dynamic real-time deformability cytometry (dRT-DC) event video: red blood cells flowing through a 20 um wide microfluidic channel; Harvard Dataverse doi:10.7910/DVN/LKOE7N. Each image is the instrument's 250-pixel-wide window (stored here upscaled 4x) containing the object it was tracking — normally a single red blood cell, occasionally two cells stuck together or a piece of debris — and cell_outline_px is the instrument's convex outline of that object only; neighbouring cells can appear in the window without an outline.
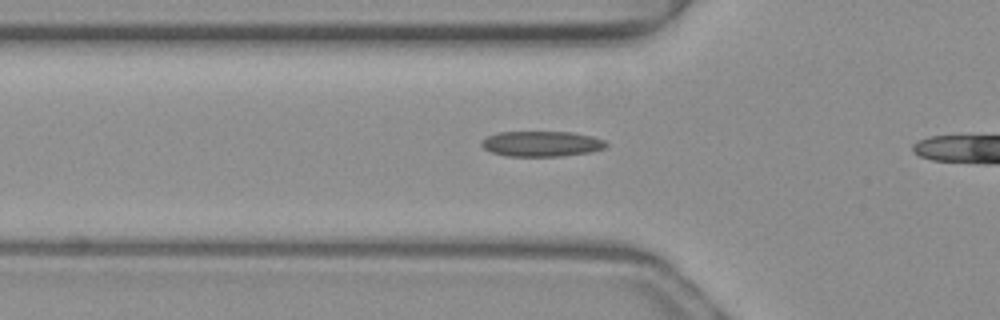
{"species": "common noctule bat (a hibernating species)", "species_latin": "Nyctalus noctula", "temperature_condition": "warm", "stored_images_in_passage": 27, "camera_frame_rate_fps": 3000, "um_per_image_px": 0.085, "animal": {"sex": "female", "body_mass_g": 19.3, "forearm_length_mm": 54.1}, "frame": {"image": 1, "passage_image": 3, "time_ms": 0.667, "image_size_px": [1000, 320], "cell_outline_px": [[608, 144], [604, 148], [592, 152], [560, 156], [504, 156], [492, 152], [484, 148], [480, 144], [480, 140], [488, 136], [500, 132], [572, 132], [592, 136], [604, 140]], "centroid_in_image_um": [46.03, 12.22], "position_along_channel_um": 79.8, "area_um2": 18.5}}
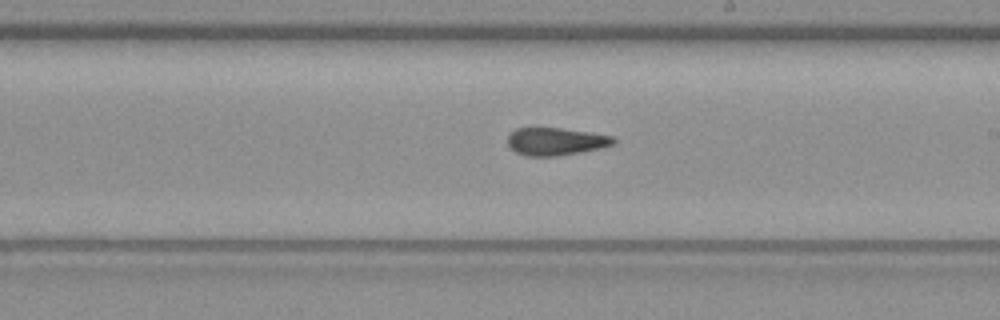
{"frame": {"image": 2, "passage_image": 15, "time_ms": 4.667, "image_size_px": [1000, 320], "cell_outline_px": [[616, 140], [612, 144], [580, 152], [556, 156], [524, 156], [508, 148], [508, 136], [516, 128], [560, 128], [616, 136]], "centroid_in_image_um": [47.19, 12.02], "position_along_channel_um": 241.8, "area_um2": 16.94}}
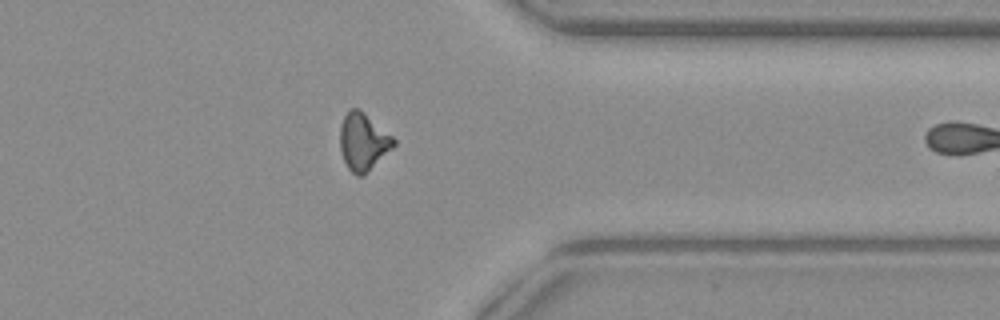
{"frame": {"image": 3, "passage_image": 26, "time_ms": 8.333, "image_size_px": [1000, 320], "cell_outline_px": [[396, 144], [364, 176], [356, 176], [348, 168], [344, 160], [340, 148], [340, 124], [348, 108], [360, 108], [392, 136], [396, 140]], "centroid_in_image_um": [30.86, 12.03], "position_along_channel_um": 380.5, "area_um2": 18.03}}